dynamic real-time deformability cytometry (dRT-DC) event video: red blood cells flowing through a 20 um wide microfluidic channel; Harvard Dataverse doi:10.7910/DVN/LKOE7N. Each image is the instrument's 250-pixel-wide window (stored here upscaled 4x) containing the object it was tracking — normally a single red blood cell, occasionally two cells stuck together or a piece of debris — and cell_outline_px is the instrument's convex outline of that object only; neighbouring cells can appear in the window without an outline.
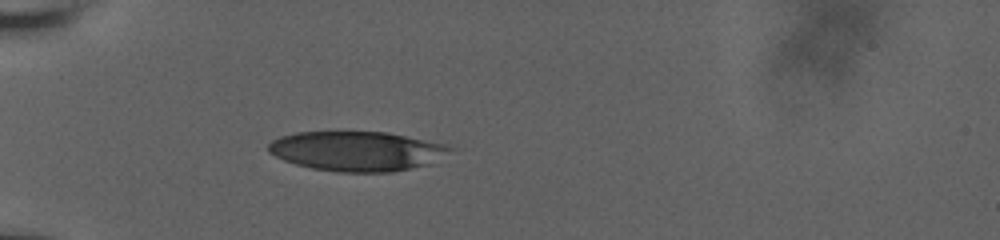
{"species": "human", "species_latin": "Homo sapiens", "temperature_condition": "room temperature", "stored_images_in_passage": 33, "camera_frame_rate_fps": 3000, "um_per_image_px": 0.085, "donor": {"sex": "male"}, "frame": {"image": 1, "passage_image": 1, "time_ms": 0.0, "image_size_px": [1000, 240], "cell_outline_px": [[456, 148], [428, 164], [412, 168], [392, 172], [336, 172], [312, 168], [296, 164], [284, 160], [268, 152], [268, 144], [272, 140], [280, 136], [296, 132], [384, 132], [448, 144]], "centroid_in_image_um": [30.32, 12.84], "position_along_channel_um": 54.7, "area_um2": 41.91}}
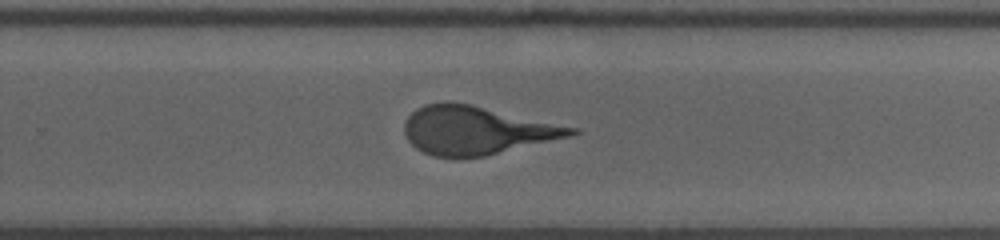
{"frame": {"image": 2, "passage_image": 18, "time_ms": 7.0, "image_size_px": [1000, 240], "cell_outline_px": [[580, 132], [568, 136], [484, 156], [436, 156], [424, 152], [416, 148], [408, 140], [404, 132], [404, 124], [408, 116], [416, 108], [424, 104], [448, 100], [468, 104], [580, 128]], "centroid_in_image_um": [40.46, 11.05], "position_along_channel_um": 289.3, "area_um2": 46.24}}
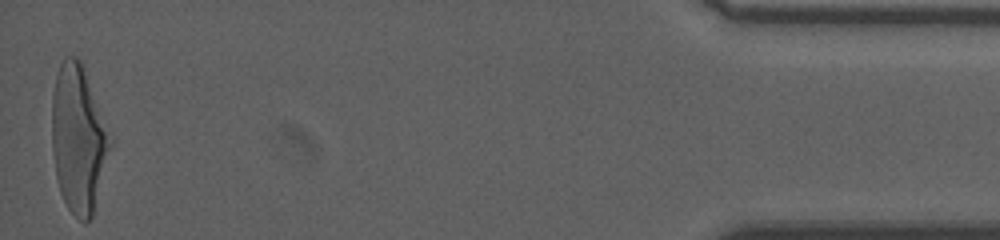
{"frame": {"image": 3, "passage_image": 33, "time_ms": 13.0, "image_size_px": [1000, 240], "cell_outline_px": [[112, 144], [92, 216], [84, 224], [68, 208], [60, 192], [56, 176], [52, 152], [52, 96], [56, 76], [60, 64], [64, 56], [76, 56], [80, 60], [112, 140]], "centroid_in_image_um": [6.64, 11.82], "position_along_channel_um": 428.6, "area_um2": 49.42}, "authors_computed_cell_mechanics": {"area_um2": 46.818, "velocity_mm_per_s": 3.6375, "shape_relaxation_time_tau1_ms": 5.3628, "shape_relaxation_time_tau2_ms": null, "deformation_change_tau1": 0.207, "deformation_change_tau2": null}}